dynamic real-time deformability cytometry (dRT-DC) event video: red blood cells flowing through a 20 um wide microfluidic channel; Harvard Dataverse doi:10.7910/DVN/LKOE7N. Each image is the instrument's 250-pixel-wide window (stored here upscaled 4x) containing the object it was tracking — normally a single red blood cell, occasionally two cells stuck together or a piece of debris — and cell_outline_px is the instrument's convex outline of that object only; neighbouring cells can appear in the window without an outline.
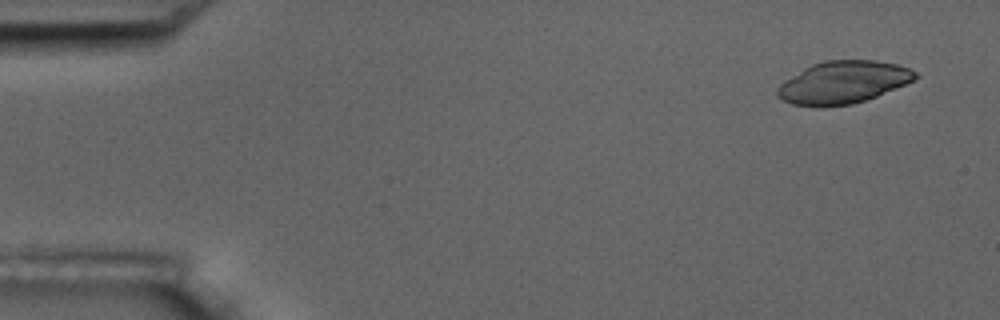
{"species": "common noctule bat (a hibernating species)", "species_latin": "Nyctalus noctula", "temperature_condition": "room temperature", "stored_images_in_passage": 1, "camera_frame_rate_fps": 3000, "um_per_image_px": 0.085, "animal": {"sex": "male", "body_mass_g": 17.5, "forearm_length_mm": 52.3}, "frame": {"image": 1, "passage_image": 1, "time_ms": 0.0, "image_size_px": [1000, 320], "cell_outline_px": [[920, 76], [904, 84], [876, 96], [852, 104], [792, 104], [776, 96], [776, 88], [780, 84], [804, 68], [812, 64], [824, 60], [876, 60], [896, 64], [908, 68], [916, 72]], "centroid_in_image_um": [71.67, 6.96], "position_along_channel_um": 13.3, "area_um2": 33.18}}